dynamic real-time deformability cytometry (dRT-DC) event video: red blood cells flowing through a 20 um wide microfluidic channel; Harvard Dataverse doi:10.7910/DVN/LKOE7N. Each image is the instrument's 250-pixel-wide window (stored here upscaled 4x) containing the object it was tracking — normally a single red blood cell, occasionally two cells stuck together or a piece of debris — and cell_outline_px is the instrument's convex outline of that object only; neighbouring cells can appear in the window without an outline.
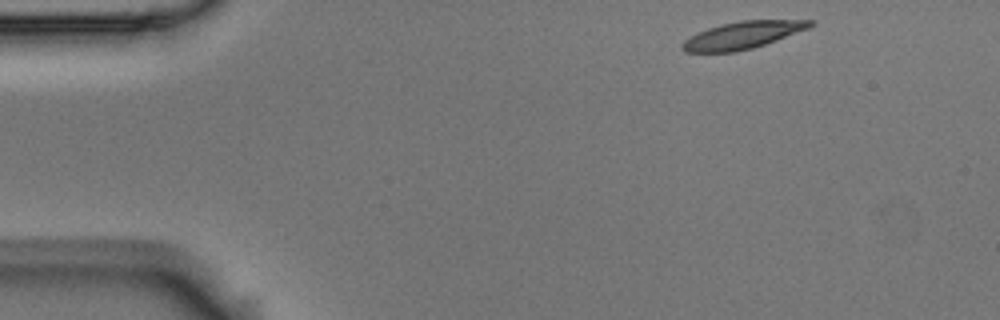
{"species": "Egyptian fruit bat (a non-hibernating species)", "species_latin": "Rousettus aegyptiacus", "temperature_condition": "room temperature", "stored_images_in_passage": 49, "camera_frame_rate_fps": 3000, "um_per_image_px": 0.085, "animal": {"sex": "male"}, "frame": {"image": 1, "passage_image": 1, "time_ms": 0.0, "image_size_px": [1000, 320], "cell_outline_px": [[816, 24], [808, 28], [776, 40], [752, 48], [736, 52], [684, 52], [680, 48], [680, 44], [684, 40], [696, 32], [720, 24], [740, 20], [816, 20]], "centroid_in_image_um": [63.08, 2.98], "position_along_channel_um": 21.9, "area_um2": 20.4}}
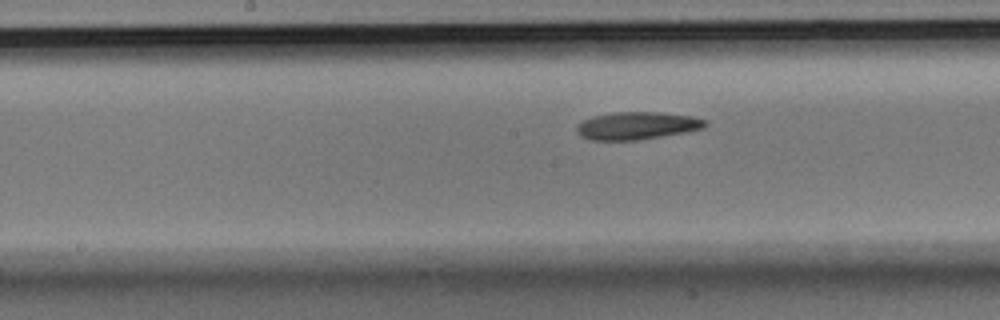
{"frame": {"image": 2, "passage_image": 22, "time_ms": 7.0, "image_size_px": [1000, 320], "cell_outline_px": [[708, 124], [704, 128], [688, 132], [636, 140], [592, 140], [580, 136], [576, 132], [576, 128], [584, 120], [592, 116], [612, 112], [656, 112], [692, 116], [708, 120]], "centroid_in_image_um": [54.17, 10.68], "position_along_channel_um": 194.0, "area_um2": 20.75}}
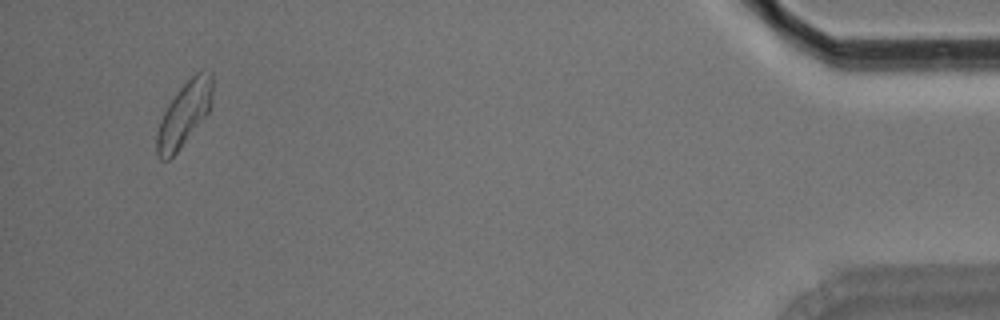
{"frame": {"image": 3, "passage_image": 47, "time_ms": 15.333, "image_size_px": [1000, 320], "cell_outline_px": [[212, 108], [176, 152], [168, 160], [160, 160], [156, 152], [156, 136], [160, 120], [168, 104], [180, 88], [196, 72], [212, 72]], "centroid_in_image_um": [15.65, 9.7], "position_along_channel_um": 419.5, "area_um2": 20.52}, "authors_computed_cell_mechanics": {"area_um2": 20.6346, "velocity_mm_per_s": 3.6067, "shape_relaxation_time_tau1_ms": 6.2886, "shape_relaxation_time_tau2_ms": 10.7927, "deformation_change_tau1": 0.1665, "deformation_change_tau2": 0.1912}}